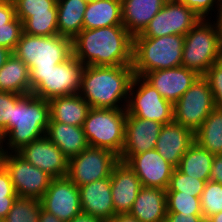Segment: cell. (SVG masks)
Wrapping results in <instances>:
<instances>
[{"instance_id": "6da1fadb", "label": "cell", "mask_w": 222, "mask_h": 222, "mask_svg": "<svg viewBox=\"0 0 222 222\" xmlns=\"http://www.w3.org/2000/svg\"><path fill=\"white\" fill-rule=\"evenodd\" d=\"M72 49L84 66L132 65L133 36L124 25L83 29L72 40Z\"/></svg>"}, {"instance_id": "7a4b0ae2", "label": "cell", "mask_w": 222, "mask_h": 222, "mask_svg": "<svg viewBox=\"0 0 222 222\" xmlns=\"http://www.w3.org/2000/svg\"><path fill=\"white\" fill-rule=\"evenodd\" d=\"M133 77L132 65L84 66L78 94L92 108L126 109Z\"/></svg>"}, {"instance_id": "3957f363", "label": "cell", "mask_w": 222, "mask_h": 222, "mask_svg": "<svg viewBox=\"0 0 222 222\" xmlns=\"http://www.w3.org/2000/svg\"><path fill=\"white\" fill-rule=\"evenodd\" d=\"M49 121L48 100L32 93L24 95L12 107L8 132L3 136L4 152L17 153L25 145L45 136Z\"/></svg>"}, {"instance_id": "277c9868", "label": "cell", "mask_w": 222, "mask_h": 222, "mask_svg": "<svg viewBox=\"0 0 222 222\" xmlns=\"http://www.w3.org/2000/svg\"><path fill=\"white\" fill-rule=\"evenodd\" d=\"M183 47V35H165L158 38L135 35L132 61L134 75L143 77L155 70L182 66Z\"/></svg>"}, {"instance_id": "5b68a950", "label": "cell", "mask_w": 222, "mask_h": 222, "mask_svg": "<svg viewBox=\"0 0 222 222\" xmlns=\"http://www.w3.org/2000/svg\"><path fill=\"white\" fill-rule=\"evenodd\" d=\"M12 53L28 66L30 72H48L73 55L72 40L60 35L23 33Z\"/></svg>"}, {"instance_id": "8992f818", "label": "cell", "mask_w": 222, "mask_h": 222, "mask_svg": "<svg viewBox=\"0 0 222 222\" xmlns=\"http://www.w3.org/2000/svg\"><path fill=\"white\" fill-rule=\"evenodd\" d=\"M220 59L222 47L216 24L210 19H201L184 36L182 66L203 76Z\"/></svg>"}, {"instance_id": "52a82bcc", "label": "cell", "mask_w": 222, "mask_h": 222, "mask_svg": "<svg viewBox=\"0 0 222 222\" xmlns=\"http://www.w3.org/2000/svg\"><path fill=\"white\" fill-rule=\"evenodd\" d=\"M126 109L90 108L83 129L90 147L112 151L118 157L124 147Z\"/></svg>"}, {"instance_id": "ba28073f", "label": "cell", "mask_w": 222, "mask_h": 222, "mask_svg": "<svg viewBox=\"0 0 222 222\" xmlns=\"http://www.w3.org/2000/svg\"><path fill=\"white\" fill-rule=\"evenodd\" d=\"M84 64L73 55L48 72H30L31 93L50 100L79 93Z\"/></svg>"}, {"instance_id": "9c48e42d", "label": "cell", "mask_w": 222, "mask_h": 222, "mask_svg": "<svg viewBox=\"0 0 222 222\" xmlns=\"http://www.w3.org/2000/svg\"><path fill=\"white\" fill-rule=\"evenodd\" d=\"M126 112L163 125L173 122V104L165 100L143 77L137 75H134L130 85Z\"/></svg>"}, {"instance_id": "30bf717a", "label": "cell", "mask_w": 222, "mask_h": 222, "mask_svg": "<svg viewBox=\"0 0 222 222\" xmlns=\"http://www.w3.org/2000/svg\"><path fill=\"white\" fill-rule=\"evenodd\" d=\"M214 109L209 84L203 76H199L173 105V121L195 133Z\"/></svg>"}, {"instance_id": "8fae6325", "label": "cell", "mask_w": 222, "mask_h": 222, "mask_svg": "<svg viewBox=\"0 0 222 222\" xmlns=\"http://www.w3.org/2000/svg\"><path fill=\"white\" fill-rule=\"evenodd\" d=\"M119 158L110 150L88 146L69 159L67 177L78 187L108 178Z\"/></svg>"}, {"instance_id": "7c38bea8", "label": "cell", "mask_w": 222, "mask_h": 222, "mask_svg": "<svg viewBox=\"0 0 222 222\" xmlns=\"http://www.w3.org/2000/svg\"><path fill=\"white\" fill-rule=\"evenodd\" d=\"M2 165L9 172L18 197L40 200L49 187L52 177L27 162L18 153H3Z\"/></svg>"}, {"instance_id": "4fadbf2b", "label": "cell", "mask_w": 222, "mask_h": 222, "mask_svg": "<svg viewBox=\"0 0 222 222\" xmlns=\"http://www.w3.org/2000/svg\"><path fill=\"white\" fill-rule=\"evenodd\" d=\"M201 18L185 4L168 0L140 33L142 37L185 36Z\"/></svg>"}, {"instance_id": "5bb4252c", "label": "cell", "mask_w": 222, "mask_h": 222, "mask_svg": "<svg viewBox=\"0 0 222 222\" xmlns=\"http://www.w3.org/2000/svg\"><path fill=\"white\" fill-rule=\"evenodd\" d=\"M40 201L44 210L63 222H70L82 213L79 187L67 176L52 178Z\"/></svg>"}, {"instance_id": "9a60e30c", "label": "cell", "mask_w": 222, "mask_h": 222, "mask_svg": "<svg viewBox=\"0 0 222 222\" xmlns=\"http://www.w3.org/2000/svg\"><path fill=\"white\" fill-rule=\"evenodd\" d=\"M17 153L52 178L68 175L69 159L46 136L25 145Z\"/></svg>"}, {"instance_id": "2e32d148", "label": "cell", "mask_w": 222, "mask_h": 222, "mask_svg": "<svg viewBox=\"0 0 222 222\" xmlns=\"http://www.w3.org/2000/svg\"><path fill=\"white\" fill-rule=\"evenodd\" d=\"M162 126L159 122L127 114L124 147L119 160L126 162L133 155L155 149Z\"/></svg>"}, {"instance_id": "e0dca14e", "label": "cell", "mask_w": 222, "mask_h": 222, "mask_svg": "<svg viewBox=\"0 0 222 222\" xmlns=\"http://www.w3.org/2000/svg\"><path fill=\"white\" fill-rule=\"evenodd\" d=\"M137 175L142 187L168 188L175 169L156 149L131 156L125 162Z\"/></svg>"}, {"instance_id": "ac0fdd59", "label": "cell", "mask_w": 222, "mask_h": 222, "mask_svg": "<svg viewBox=\"0 0 222 222\" xmlns=\"http://www.w3.org/2000/svg\"><path fill=\"white\" fill-rule=\"evenodd\" d=\"M198 77L199 75L195 71L183 66L155 70L143 76L165 100L173 105Z\"/></svg>"}, {"instance_id": "d6986e66", "label": "cell", "mask_w": 222, "mask_h": 222, "mask_svg": "<svg viewBox=\"0 0 222 222\" xmlns=\"http://www.w3.org/2000/svg\"><path fill=\"white\" fill-rule=\"evenodd\" d=\"M111 194L115 214H128L142 188L135 172L122 161H118L111 172Z\"/></svg>"}, {"instance_id": "ffe728a7", "label": "cell", "mask_w": 222, "mask_h": 222, "mask_svg": "<svg viewBox=\"0 0 222 222\" xmlns=\"http://www.w3.org/2000/svg\"><path fill=\"white\" fill-rule=\"evenodd\" d=\"M82 213L108 222L115 214L110 177L79 186Z\"/></svg>"}, {"instance_id": "44dd1931", "label": "cell", "mask_w": 222, "mask_h": 222, "mask_svg": "<svg viewBox=\"0 0 222 222\" xmlns=\"http://www.w3.org/2000/svg\"><path fill=\"white\" fill-rule=\"evenodd\" d=\"M194 142L195 133L173 121L161 127L155 149L168 163L177 168L182 156Z\"/></svg>"}, {"instance_id": "7402d4cb", "label": "cell", "mask_w": 222, "mask_h": 222, "mask_svg": "<svg viewBox=\"0 0 222 222\" xmlns=\"http://www.w3.org/2000/svg\"><path fill=\"white\" fill-rule=\"evenodd\" d=\"M128 214L140 222H165L167 215L166 190L142 187Z\"/></svg>"}, {"instance_id": "603a6c76", "label": "cell", "mask_w": 222, "mask_h": 222, "mask_svg": "<svg viewBox=\"0 0 222 222\" xmlns=\"http://www.w3.org/2000/svg\"><path fill=\"white\" fill-rule=\"evenodd\" d=\"M168 0H121L122 24L134 37L140 34Z\"/></svg>"}, {"instance_id": "cb8c5ba5", "label": "cell", "mask_w": 222, "mask_h": 222, "mask_svg": "<svg viewBox=\"0 0 222 222\" xmlns=\"http://www.w3.org/2000/svg\"><path fill=\"white\" fill-rule=\"evenodd\" d=\"M50 106V121L83 127L91 108L78 93L68 96H58L48 100Z\"/></svg>"}, {"instance_id": "d4e9b609", "label": "cell", "mask_w": 222, "mask_h": 222, "mask_svg": "<svg viewBox=\"0 0 222 222\" xmlns=\"http://www.w3.org/2000/svg\"><path fill=\"white\" fill-rule=\"evenodd\" d=\"M45 136L70 159L80 154L89 145L83 127L49 122Z\"/></svg>"}, {"instance_id": "484cf974", "label": "cell", "mask_w": 222, "mask_h": 222, "mask_svg": "<svg viewBox=\"0 0 222 222\" xmlns=\"http://www.w3.org/2000/svg\"><path fill=\"white\" fill-rule=\"evenodd\" d=\"M122 24L121 0H92L83 16L84 29H96Z\"/></svg>"}, {"instance_id": "4316f807", "label": "cell", "mask_w": 222, "mask_h": 222, "mask_svg": "<svg viewBox=\"0 0 222 222\" xmlns=\"http://www.w3.org/2000/svg\"><path fill=\"white\" fill-rule=\"evenodd\" d=\"M85 0H57L58 35L73 40L83 29Z\"/></svg>"}, {"instance_id": "83f0119b", "label": "cell", "mask_w": 222, "mask_h": 222, "mask_svg": "<svg viewBox=\"0 0 222 222\" xmlns=\"http://www.w3.org/2000/svg\"><path fill=\"white\" fill-rule=\"evenodd\" d=\"M0 91L19 95L31 94L29 68L13 53L0 69Z\"/></svg>"}, {"instance_id": "f1b7e54d", "label": "cell", "mask_w": 222, "mask_h": 222, "mask_svg": "<svg viewBox=\"0 0 222 222\" xmlns=\"http://www.w3.org/2000/svg\"><path fill=\"white\" fill-rule=\"evenodd\" d=\"M214 155L194 142L184 153L177 169L199 180H210V173Z\"/></svg>"}, {"instance_id": "f546056e", "label": "cell", "mask_w": 222, "mask_h": 222, "mask_svg": "<svg viewBox=\"0 0 222 222\" xmlns=\"http://www.w3.org/2000/svg\"><path fill=\"white\" fill-rule=\"evenodd\" d=\"M195 142L213 155L222 154V109L215 108L195 132Z\"/></svg>"}, {"instance_id": "4dcf8cb0", "label": "cell", "mask_w": 222, "mask_h": 222, "mask_svg": "<svg viewBox=\"0 0 222 222\" xmlns=\"http://www.w3.org/2000/svg\"><path fill=\"white\" fill-rule=\"evenodd\" d=\"M23 33L33 36L58 35L57 4L50 13L34 14L23 22Z\"/></svg>"}, {"instance_id": "1f68e13d", "label": "cell", "mask_w": 222, "mask_h": 222, "mask_svg": "<svg viewBox=\"0 0 222 222\" xmlns=\"http://www.w3.org/2000/svg\"><path fill=\"white\" fill-rule=\"evenodd\" d=\"M41 207L38 199L17 197L4 222H38Z\"/></svg>"}, {"instance_id": "d6a6232c", "label": "cell", "mask_w": 222, "mask_h": 222, "mask_svg": "<svg viewBox=\"0 0 222 222\" xmlns=\"http://www.w3.org/2000/svg\"><path fill=\"white\" fill-rule=\"evenodd\" d=\"M167 213L203 215L199 197L181 194L179 191H166Z\"/></svg>"}, {"instance_id": "836d02e7", "label": "cell", "mask_w": 222, "mask_h": 222, "mask_svg": "<svg viewBox=\"0 0 222 222\" xmlns=\"http://www.w3.org/2000/svg\"><path fill=\"white\" fill-rule=\"evenodd\" d=\"M205 185V180L191 177L175 168L166 191H179L181 194H193V196L200 198Z\"/></svg>"}, {"instance_id": "e575fe53", "label": "cell", "mask_w": 222, "mask_h": 222, "mask_svg": "<svg viewBox=\"0 0 222 222\" xmlns=\"http://www.w3.org/2000/svg\"><path fill=\"white\" fill-rule=\"evenodd\" d=\"M203 217L209 218L222 212V184L208 180L200 197Z\"/></svg>"}, {"instance_id": "d590c367", "label": "cell", "mask_w": 222, "mask_h": 222, "mask_svg": "<svg viewBox=\"0 0 222 222\" xmlns=\"http://www.w3.org/2000/svg\"><path fill=\"white\" fill-rule=\"evenodd\" d=\"M15 6L16 17L22 23L34 14L50 13L57 0H12Z\"/></svg>"}, {"instance_id": "8d00e7d4", "label": "cell", "mask_w": 222, "mask_h": 222, "mask_svg": "<svg viewBox=\"0 0 222 222\" xmlns=\"http://www.w3.org/2000/svg\"><path fill=\"white\" fill-rule=\"evenodd\" d=\"M23 34V23L15 17L11 22L0 25V46L14 51Z\"/></svg>"}, {"instance_id": "74e56055", "label": "cell", "mask_w": 222, "mask_h": 222, "mask_svg": "<svg viewBox=\"0 0 222 222\" xmlns=\"http://www.w3.org/2000/svg\"><path fill=\"white\" fill-rule=\"evenodd\" d=\"M203 77L212 91L215 108L222 109V59L214 63Z\"/></svg>"}, {"instance_id": "f35d334b", "label": "cell", "mask_w": 222, "mask_h": 222, "mask_svg": "<svg viewBox=\"0 0 222 222\" xmlns=\"http://www.w3.org/2000/svg\"><path fill=\"white\" fill-rule=\"evenodd\" d=\"M16 93L0 91V132L4 136L8 132V121L11 119L12 107L23 97Z\"/></svg>"}, {"instance_id": "ab89813d", "label": "cell", "mask_w": 222, "mask_h": 222, "mask_svg": "<svg viewBox=\"0 0 222 222\" xmlns=\"http://www.w3.org/2000/svg\"><path fill=\"white\" fill-rule=\"evenodd\" d=\"M185 4L193 12H195L201 19H211L212 12H216L220 3L217 0H176ZM216 7V8H215ZM215 9V10H214ZM211 16H208L210 15Z\"/></svg>"}, {"instance_id": "60d3db41", "label": "cell", "mask_w": 222, "mask_h": 222, "mask_svg": "<svg viewBox=\"0 0 222 222\" xmlns=\"http://www.w3.org/2000/svg\"><path fill=\"white\" fill-rule=\"evenodd\" d=\"M16 17L12 0H0V25L11 22Z\"/></svg>"}, {"instance_id": "b9f144b4", "label": "cell", "mask_w": 222, "mask_h": 222, "mask_svg": "<svg viewBox=\"0 0 222 222\" xmlns=\"http://www.w3.org/2000/svg\"><path fill=\"white\" fill-rule=\"evenodd\" d=\"M0 195H17L10 174L3 165L0 166Z\"/></svg>"}, {"instance_id": "7bdbcfd3", "label": "cell", "mask_w": 222, "mask_h": 222, "mask_svg": "<svg viewBox=\"0 0 222 222\" xmlns=\"http://www.w3.org/2000/svg\"><path fill=\"white\" fill-rule=\"evenodd\" d=\"M203 215L167 213L165 222H200Z\"/></svg>"}, {"instance_id": "ee69618b", "label": "cell", "mask_w": 222, "mask_h": 222, "mask_svg": "<svg viewBox=\"0 0 222 222\" xmlns=\"http://www.w3.org/2000/svg\"><path fill=\"white\" fill-rule=\"evenodd\" d=\"M210 180L222 184V154L214 155L210 173Z\"/></svg>"}, {"instance_id": "f6af8a7d", "label": "cell", "mask_w": 222, "mask_h": 222, "mask_svg": "<svg viewBox=\"0 0 222 222\" xmlns=\"http://www.w3.org/2000/svg\"><path fill=\"white\" fill-rule=\"evenodd\" d=\"M18 195H0V219L7 217L9 210L12 208Z\"/></svg>"}, {"instance_id": "bcb514c9", "label": "cell", "mask_w": 222, "mask_h": 222, "mask_svg": "<svg viewBox=\"0 0 222 222\" xmlns=\"http://www.w3.org/2000/svg\"><path fill=\"white\" fill-rule=\"evenodd\" d=\"M217 16L214 18L215 21H213L216 24L221 47H222V3H220L218 9L216 10ZM217 20V21H216Z\"/></svg>"}, {"instance_id": "7dc6e473", "label": "cell", "mask_w": 222, "mask_h": 222, "mask_svg": "<svg viewBox=\"0 0 222 222\" xmlns=\"http://www.w3.org/2000/svg\"><path fill=\"white\" fill-rule=\"evenodd\" d=\"M38 222H63L52 213L47 212L41 207Z\"/></svg>"}, {"instance_id": "c3c4849f", "label": "cell", "mask_w": 222, "mask_h": 222, "mask_svg": "<svg viewBox=\"0 0 222 222\" xmlns=\"http://www.w3.org/2000/svg\"><path fill=\"white\" fill-rule=\"evenodd\" d=\"M70 222H104L99 218L92 217L91 215L81 213L75 216Z\"/></svg>"}, {"instance_id": "681fc988", "label": "cell", "mask_w": 222, "mask_h": 222, "mask_svg": "<svg viewBox=\"0 0 222 222\" xmlns=\"http://www.w3.org/2000/svg\"><path fill=\"white\" fill-rule=\"evenodd\" d=\"M108 222H140L129 214H117Z\"/></svg>"}, {"instance_id": "f907efd6", "label": "cell", "mask_w": 222, "mask_h": 222, "mask_svg": "<svg viewBox=\"0 0 222 222\" xmlns=\"http://www.w3.org/2000/svg\"><path fill=\"white\" fill-rule=\"evenodd\" d=\"M12 51L8 48L0 46V69L6 63L7 59L11 56Z\"/></svg>"}, {"instance_id": "816d5d0a", "label": "cell", "mask_w": 222, "mask_h": 222, "mask_svg": "<svg viewBox=\"0 0 222 222\" xmlns=\"http://www.w3.org/2000/svg\"><path fill=\"white\" fill-rule=\"evenodd\" d=\"M212 222H222V212H218L217 214L209 217Z\"/></svg>"}, {"instance_id": "f5cc1de1", "label": "cell", "mask_w": 222, "mask_h": 222, "mask_svg": "<svg viewBox=\"0 0 222 222\" xmlns=\"http://www.w3.org/2000/svg\"><path fill=\"white\" fill-rule=\"evenodd\" d=\"M4 149L0 148V166L2 165V157H3Z\"/></svg>"}, {"instance_id": "db71d44e", "label": "cell", "mask_w": 222, "mask_h": 222, "mask_svg": "<svg viewBox=\"0 0 222 222\" xmlns=\"http://www.w3.org/2000/svg\"><path fill=\"white\" fill-rule=\"evenodd\" d=\"M200 222H212L210 218L202 217Z\"/></svg>"}, {"instance_id": "11a10c76", "label": "cell", "mask_w": 222, "mask_h": 222, "mask_svg": "<svg viewBox=\"0 0 222 222\" xmlns=\"http://www.w3.org/2000/svg\"><path fill=\"white\" fill-rule=\"evenodd\" d=\"M0 148H4L3 147V135L0 132Z\"/></svg>"}]
</instances>
